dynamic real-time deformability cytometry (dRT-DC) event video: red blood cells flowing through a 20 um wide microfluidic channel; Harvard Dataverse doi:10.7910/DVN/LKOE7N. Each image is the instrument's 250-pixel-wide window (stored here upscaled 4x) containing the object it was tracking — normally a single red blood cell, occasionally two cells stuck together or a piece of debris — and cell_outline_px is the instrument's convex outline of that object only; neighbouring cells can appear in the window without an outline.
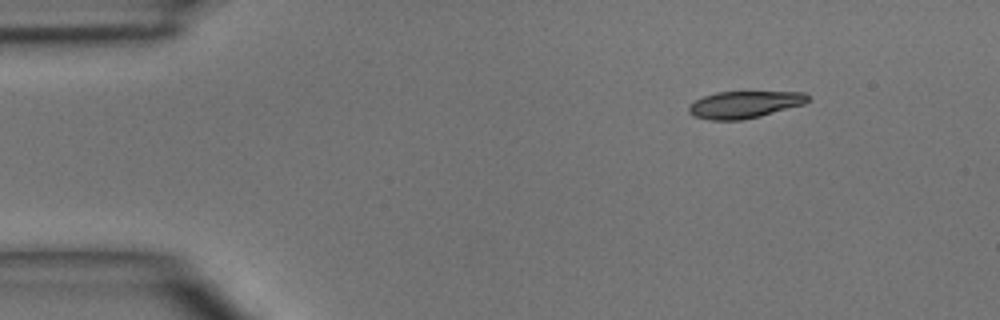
{"species": "common noctule bat (a hibernating species)", "species_latin": "Nyctalus noctula", "temperature_condition": "room temperature", "stored_images_in_passage": 3, "camera_frame_rate_fps": 3000, "um_per_image_px": 0.085, "animal": {"sex": "male", "body_mass_g": 15.6}, "frame": {"image": 1, "passage_image": 1, "time_ms": 0.0, "image_size_px": [1000, 320], "cell_outline_px": [[808, 100], [804, 104], [760, 116], [740, 120], [712, 120], [692, 116], [688, 112], [688, 104], [704, 96], [716, 92], [804, 92], [808, 96]], "centroid_in_image_um": [63.23, 8.89], "position_along_channel_um": 21.8, "area_um2": 18.67}}
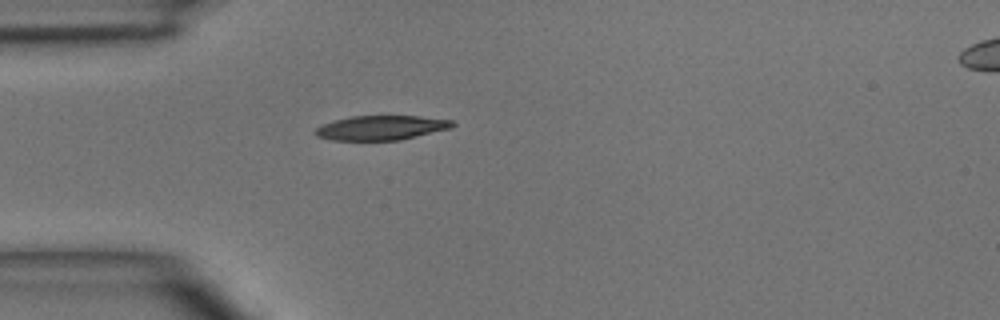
{"frame": {"image": 2, "passage_image": 3, "time_ms": 2.333, "image_size_px": [1000, 320], "cell_outline_px": [[456, 124], [452, 128], [400, 140], [332, 140], [316, 136], [312, 132], [316, 128], [324, 124], [336, 120], [352, 116], [420, 116], [452, 120]], "centroid_in_image_um": [32.42, 10.86], "position_along_channel_um": 52.6, "area_um2": 19.54}}